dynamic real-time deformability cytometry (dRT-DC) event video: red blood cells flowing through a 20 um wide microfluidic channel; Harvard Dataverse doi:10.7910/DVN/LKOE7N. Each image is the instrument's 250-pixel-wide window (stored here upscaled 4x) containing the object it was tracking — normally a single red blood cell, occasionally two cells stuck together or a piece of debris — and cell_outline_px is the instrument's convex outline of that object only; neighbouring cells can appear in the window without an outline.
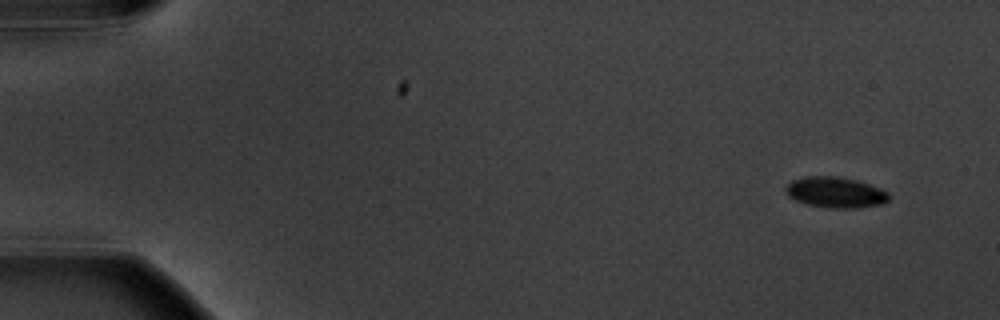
{"species": "common noctule bat (a hibernating species)", "species_latin": "Nyctalus noctula", "temperature_condition": "warm", "stored_images_in_passage": 5, "camera_frame_rate_fps": 3000, "um_per_image_px": 0.085, "animal": {"sex": "male", "body_mass_g": 20.1, "forearm_length_mm": 53.5}, "frame": {"image": 1, "passage_image": 1, "time_ms": 0.0, "image_size_px": [1000, 320], "cell_outline_px": [[888, 200], [884, 204], [856, 208], [828, 208], [808, 204], [796, 200], [788, 196], [784, 188], [792, 180], [808, 176], [836, 176], [856, 180], [880, 188], [888, 192]], "centroid_in_image_um": [71.01, 16.35], "position_along_channel_um": 14.0, "area_um2": 18.44}}
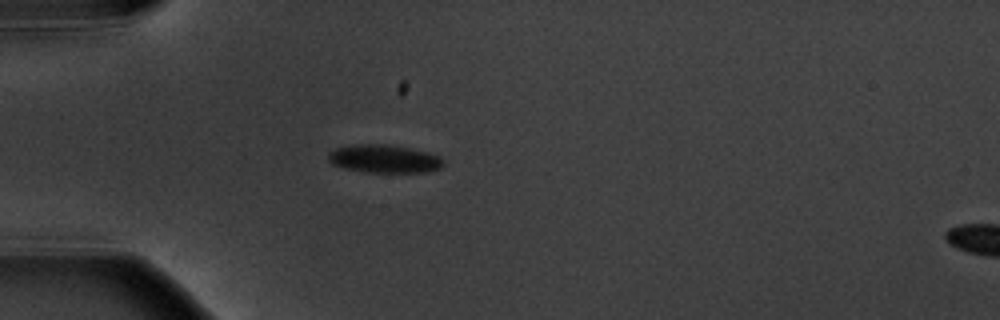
{"frame": {"image": 2, "passage_image": 4, "time_ms": 4.333, "image_size_px": [1000, 320], "cell_outline_px": [[444, 164], [440, 168], [424, 172], [364, 172], [344, 168], [332, 164], [328, 160], [328, 152], [336, 148], [352, 144], [388, 144], [428, 152], [440, 156], [444, 160]], "centroid_in_image_um": [32.64, 13.49], "position_along_channel_um": 52.4, "area_um2": 18.96}}